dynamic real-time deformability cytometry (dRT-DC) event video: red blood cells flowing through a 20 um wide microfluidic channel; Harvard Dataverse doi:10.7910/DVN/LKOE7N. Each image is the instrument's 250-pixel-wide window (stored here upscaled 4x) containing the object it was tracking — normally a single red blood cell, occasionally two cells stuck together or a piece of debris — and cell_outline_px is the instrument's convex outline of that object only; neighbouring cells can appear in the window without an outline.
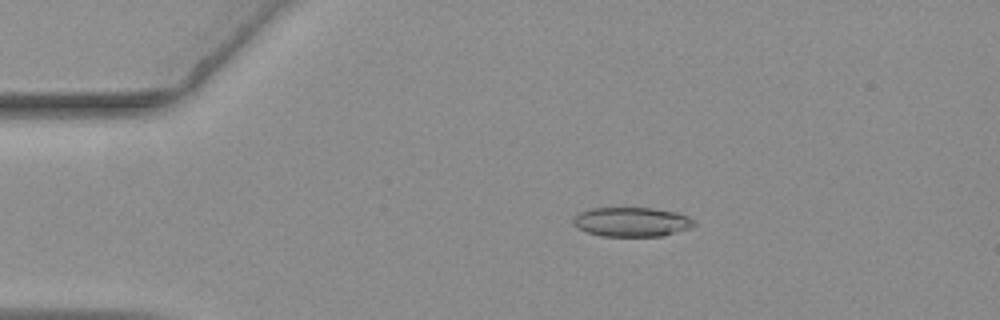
{"species": "common noctule bat (a hibernating species)", "species_latin": "Nyctalus noctula", "temperature_condition": "warm", "stored_images_in_passage": 49, "camera_frame_rate_fps": 3000, "um_per_image_px": 0.085, "animal": {"sex": "female", "body_mass_g": 19.3, "forearm_length_mm": 54.1}, "frame": {"image": 1, "passage_image": 3, "time_ms": 0.667, "image_size_px": [1000, 320], "cell_outline_px": [[696, 224], [692, 228], [660, 236], [600, 236], [588, 232], [580, 228], [572, 220], [580, 212], [592, 208], [652, 208], [676, 212], [688, 216]], "centroid_in_image_um": [53.73, 18.86], "position_along_channel_um": 31.3, "area_um2": 20.46}}
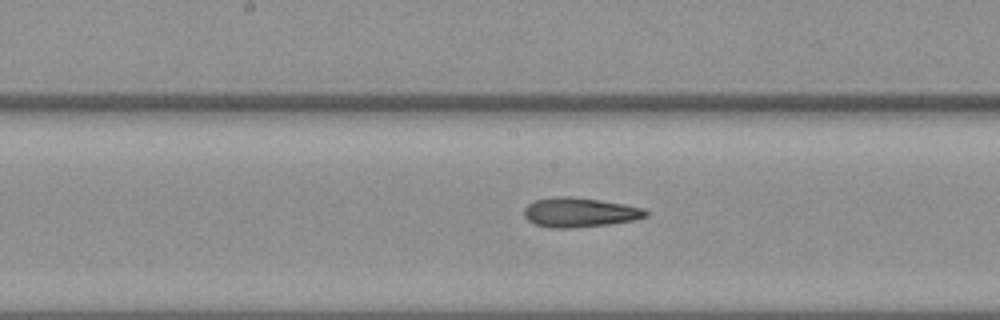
{"frame": {"image": 2, "passage_image": 21, "time_ms": 6.667, "image_size_px": [1000, 320], "cell_outline_px": [[648, 216], [632, 220], [608, 224], [572, 228], [548, 228], [536, 224], [528, 220], [524, 216], [524, 208], [532, 200], [552, 196], [572, 196], [600, 200], [624, 204], [644, 208], [648, 212]], "centroid_in_image_um": [49.23, 18.04], "position_along_channel_um": 199.0, "area_um2": 21.1}}
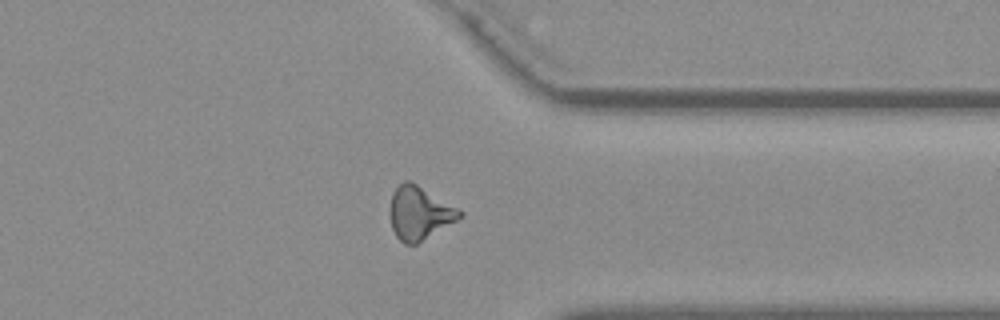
{"frame": {"image": 3, "passage_image": 36, "time_ms": 11.667, "image_size_px": [1000, 320], "cell_outline_px": [[464, 216], [416, 244], [404, 244], [396, 236], [392, 228], [388, 212], [392, 192], [404, 180], [412, 180], [460, 208], [464, 212]], "centroid_in_image_um": [35.66, 18.07], "position_along_channel_um": 375.7, "area_um2": 22.14}, "authors_computed_cell_mechanics": {"area_um2": 20.7502, "velocity_mm_per_s": 3.6421, "shape_relaxation_time_tau1_ms": null, "shape_relaxation_time_tau2_ms": 3.598, "deformation_change_tau1": null, "deformation_change_tau2": 0.1344}}